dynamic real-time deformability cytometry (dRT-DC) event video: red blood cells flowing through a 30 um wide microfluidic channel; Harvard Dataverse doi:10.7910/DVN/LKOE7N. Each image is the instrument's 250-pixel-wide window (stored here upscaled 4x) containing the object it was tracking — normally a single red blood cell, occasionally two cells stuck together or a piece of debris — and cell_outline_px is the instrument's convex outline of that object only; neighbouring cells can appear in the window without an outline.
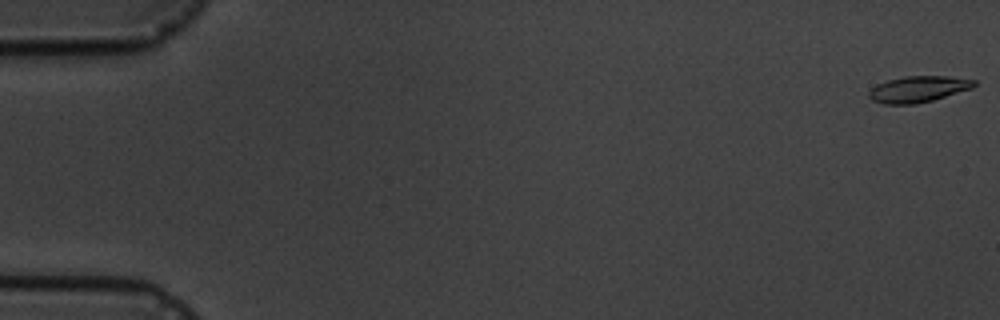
{"species": "common noctule bat (a hibernating species)", "species_latin": "Nyctalus noctula", "temperature_condition": "cold", "stored_images_in_passage": 6, "camera_frame_rate_fps": 3000, "um_per_image_px": 0.085, "animal": {"sex": "male", "body_mass_g": 19.5, "forearm_length_mm": 54.6}, "frame": {"image": 1, "passage_image": 1, "time_ms": 0.0, "image_size_px": [1000, 320], "cell_outline_px": [[976, 84], [972, 88], [932, 100], [916, 104], [884, 104], [872, 100], [868, 96], [868, 92], [876, 84], [888, 80], [904, 76], [948, 76], [976, 80]], "centroid_in_image_um": [78.03, 7.57], "position_along_channel_um": 7.0, "area_um2": 16.01}}
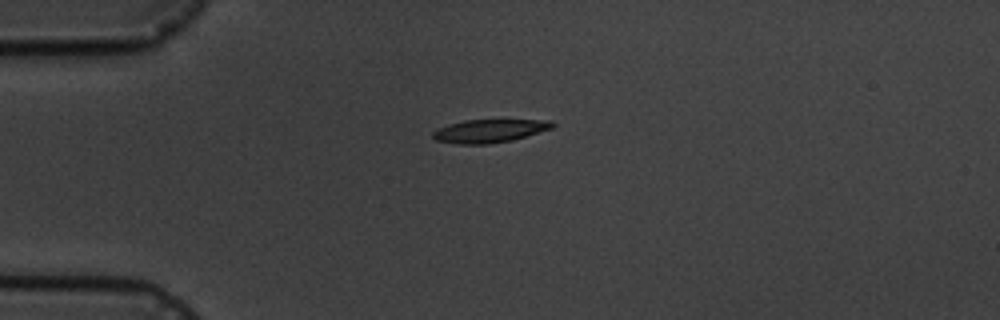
{"frame": {"image": 2, "passage_image": 5, "time_ms": 4.667, "image_size_px": [1000, 320], "cell_outline_px": [[556, 128], [512, 140], [488, 144], [456, 144], [436, 140], [432, 136], [432, 132], [448, 124], [464, 120], [552, 120], [556, 124]], "centroid_in_image_um": [41.67, 11.12], "position_along_channel_um": 43.3, "area_um2": 16.3}}